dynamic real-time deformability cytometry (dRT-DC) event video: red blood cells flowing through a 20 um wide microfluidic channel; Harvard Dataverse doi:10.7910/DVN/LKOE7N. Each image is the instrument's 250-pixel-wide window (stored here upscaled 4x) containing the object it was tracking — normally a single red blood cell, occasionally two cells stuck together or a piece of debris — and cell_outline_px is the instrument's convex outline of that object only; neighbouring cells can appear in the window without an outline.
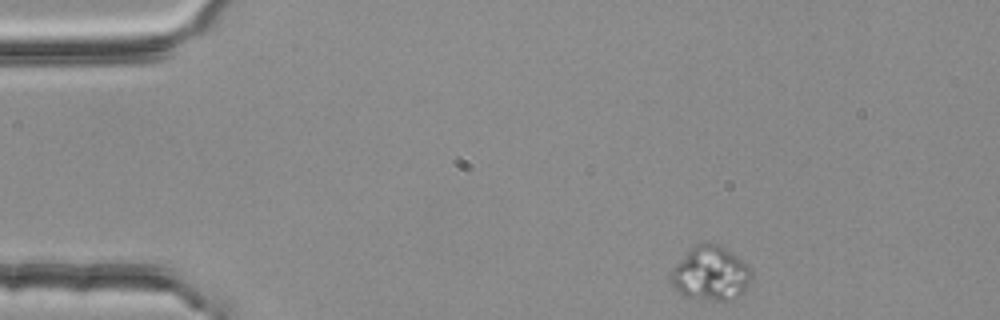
{"species": "common noctule bat (a hibernating species)", "species_latin": "Nyctalus noctula", "temperature_condition": "room temperature", "stored_images_in_passage": 47, "camera_frame_rate_fps": 3000, "um_per_image_px": 0.085, "animal": {"sex": "female", "body_mass_g": 25.1}, "frame": {"image": 1, "passage_image": 1, "time_ms": 0.0, "image_size_px": [1000, 320], "cell_outline_px": [[752, 276], [748, 288], [744, 292], [736, 296], [724, 300], [708, 300], [684, 296], [668, 280], [668, 272], [696, 244], [720, 244], [748, 264], [752, 268]], "centroid_in_image_um": [60.41, 23.25], "position_along_channel_um": 24.6, "area_um2": 25.43}}
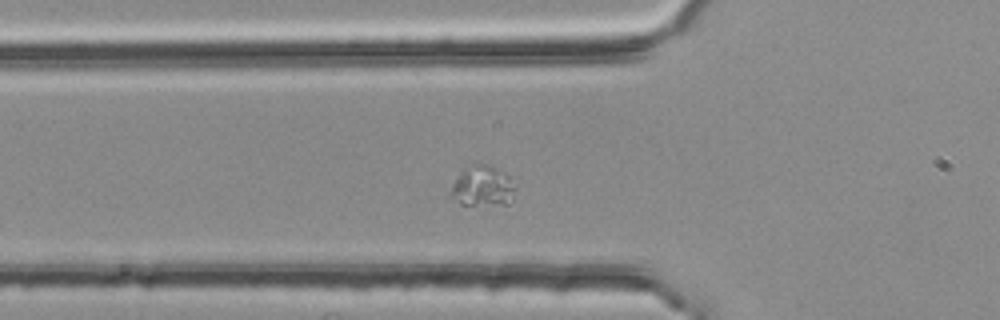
{"frame": {"image": 2, "passage_image": 12, "time_ms": 3.667, "image_size_px": [1000, 320], "cell_outline_px": [[516, 188], [512, 200], [508, 204], [460, 204], [448, 196], [452, 184], [464, 172], [476, 164], [484, 164], [508, 176]], "centroid_in_image_um": [41.02, 15.89], "position_along_channel_um": 84.8, "area_um2": 14.57}}